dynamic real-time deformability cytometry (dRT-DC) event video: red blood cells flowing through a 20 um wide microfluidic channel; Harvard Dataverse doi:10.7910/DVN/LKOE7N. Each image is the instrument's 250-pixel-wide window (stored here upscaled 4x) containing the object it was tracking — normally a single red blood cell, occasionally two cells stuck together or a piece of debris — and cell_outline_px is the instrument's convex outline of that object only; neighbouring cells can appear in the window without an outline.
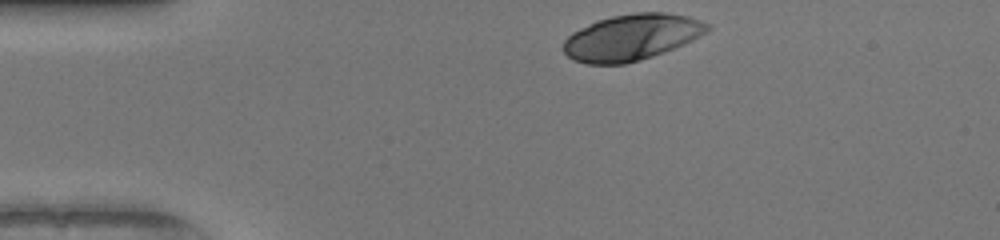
{"species": "human", "species_latin": "Homo sapiens", "temperature_condition": "warm", "stored_images_in_passage": 32, "camera_frame_rate_fps": 3000, "um_per_image_px": 0.085, "donor": {"sex": "female"}, "frame": {"image": 1, "passage_image": 1, "time_ms": 0.0, "image_size_px": [1000, 240], "cell_outline_px": [[712, 28], [708, 32], [684, 44], [664, 52], [640, 60], [624, 64], [588, 64], [572, 60], [564, 52], [564, 40], [572, 32], [596, 20], [612, 16], [636, 12], [664, 12], [688, 16], [712, 24]], "centroid_in_image_um": [53.71, 3.16], "position_along_channel_um": 31.3, "area_um2": 38.9}}
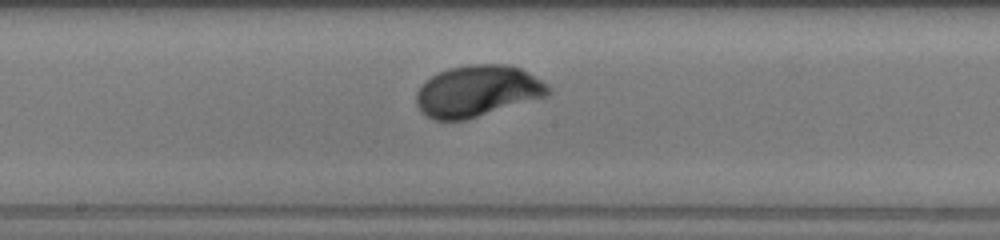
{"frame": {"image": 2, "passage_image": 18, "time_ms": 5.667, "image_size_px": [1000, 240], "cell_outline_px": [[552, 92], [548, 96], [464, 120], [432, 120], [424, 116], [420, 112], [416, 104], [416, 92], [424, 80], [436, 72], [448, 68], [468, 64], [508, 64], [520, 68], [548, 84], [552, 88]], "centroid_in_image_um": [40.55, 7.73], "position_along_channel_um": 207.7, "area_um2": 40.0}}
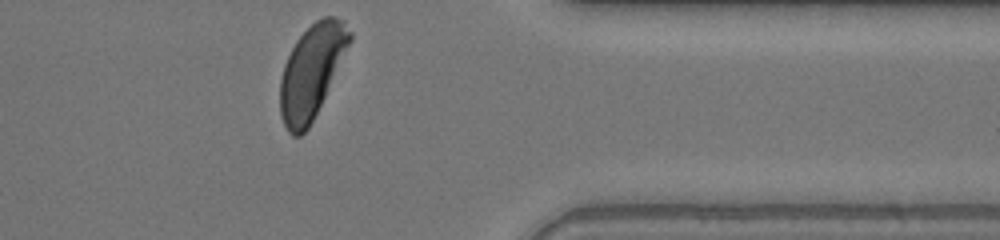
{"frame": {"image": 3, "passage_image": 32, "time_ms": 10.333, "image_size_px": [1000, 240], "cell_outline_px": [[352, 40], [308, 128], [300, 136], [292, 136], [288, 132], [280, 116], [280, 80], [284, 64], [296, 40], [316, 20], [324, 16], [336, 16], [344, 20], [352, 32]], "centroid_in_image_um": [26.48, 6.04], "position_along_channel_um": 384.9, "area_um2": 37.34}, "authors_computed_cell_mechanics": {"area_um2": 38.8127, "velocity_mm_per_s": 4.089, "shape_relaxation_time_tau1_ms": 2.3696, "shape_relaxation_time_tau2_ms": null, "deformation_change_tau1": 0.1852, "deformation_change_tau2": null}}